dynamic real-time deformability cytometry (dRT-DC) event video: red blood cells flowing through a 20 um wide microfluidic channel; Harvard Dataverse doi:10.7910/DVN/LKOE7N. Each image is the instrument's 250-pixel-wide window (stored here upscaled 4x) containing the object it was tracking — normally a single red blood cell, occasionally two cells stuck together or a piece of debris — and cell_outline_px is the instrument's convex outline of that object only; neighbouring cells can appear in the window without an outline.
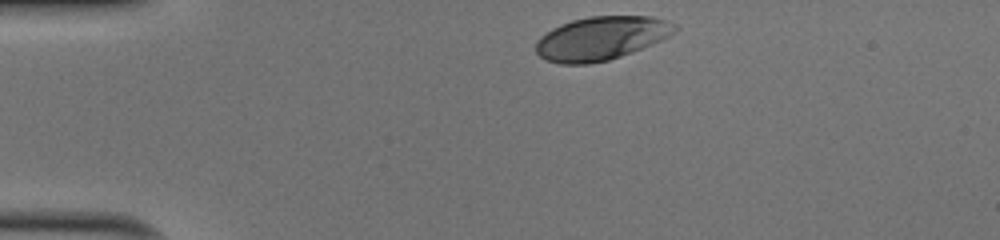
{"species": "human", "species_latin": "Homo sapiens", "temperature_condition": "cold", "stored_images_in_passage": 32, "camera_frame_rate_fps": 3000, "um_per_image_px": 0.085, "donor": {"sex": "male"}, "frame": {"image": 1, "passage_image": 1, "time_ms": 0.0, "image_size_px": [1000, 240], "cell_outline_px": [[680, 28], [668, 36], [652, 44], [632, 52], [608, 60], [588, 64], [560, 64], [544, 60], [536, 52], [536, 40], [540, 36], [552, 28], [560, 24], [572, 20], [588, 16], [652, 16], [668, 20], [676, 24]], "centroid_in_image_um": [51.09, 3.25], "position_along_channel_um": 33.9, "area_um2": 35.49}}
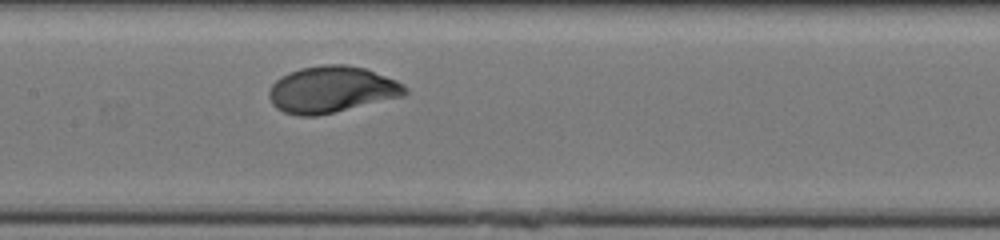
{"frame": {"image": 2, "passage_image": 16, "time_ms": 5.0, "image_size_px": [1000, 240], "cell_outline_px": [[408, 92], [404, 96], [316, 116], [296, 116], [284, 112], [276, 108], [272, 104], [268, 96], [268, 92], [272, 84], [280, 76], [288, 72], [300, 68], [324, 64], [344, 64], [364, 68], [396, 80], [404, 84], [408, 88]], "centroid_in_image_um": [28.17, 7.61], "position_along_channel_um": 179.2, "area_um2": 36.99}}
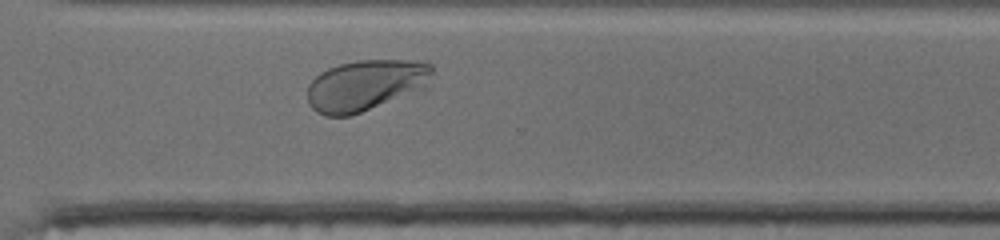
{"frame": {"image": 3, "passage_image": 28, "time_ms": 9.0, "image_size_px": [1000, 240], "cell_outline_px": [[432, 88], [428, 92], [348, 116], [324, 116], [316, 112], [308, 104], [308, 84], [320, 72], [328, 68], [340, 64], [356, 60], [412, 60], [432, 64]], "centroid_in_image_um": [31.22, 7.27], "position_along_channel_um": 339.4, "area_um2": 38.73}, "authors_computed_cell_mechanics": {"area_um2": 36.125, "velocity_mm_per_s": 3.9984, "shape_relaxation_time_tau1_ms": 2.1347, "shape_relaxation_time_tau2_ms": null, "deformation_change_tau1": 0.1285, "deformation_change_tau2": null}}